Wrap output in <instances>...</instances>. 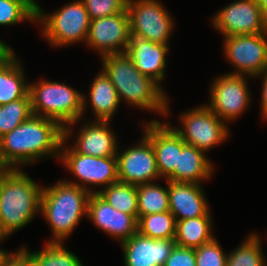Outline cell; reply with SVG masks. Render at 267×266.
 <instances>
[{
	"mask_svg": "<svg viewBox=\"0 0 267 266\" xmlns=\"http://www.w3.org/2000/svg\"><path fill=\"white\" fill-rule=\"evenodd\" d=\"M63 139L64 128L57 121L33 114L0 138V158L8 169L59 159Z\"/></svg>",
	"mask_w": 267,
	"mask_h": 266,
	"instance_id": "1",
	"label": "cell"
},
{
	"mask_svg": "<svg viewBox=\"0 0 267 266\" xmlns=\"http://www.w3.org/2000/svg\"><path fill=\"white\" fill-rule=\"evenodd\" d=\"M101 69L110 78L120 102L143 111L169 116L170 105L166 91L152 78L143 75L133 60L125 53L101 57Z\"/></svg>",
	"mask_w": 267,
	"mask_h": 266,
	"instance_id": "2",
	"label": "cell"
},
{
	"mask_svg": "<svg viewBox=\"0 0 267 266\" xmlns=\"http://www.w3.org/2000/svg\"><path fill=\"white\" fill-rule=\"evenodd\" d=\"M42 189L23 169H8L0 177V240L40 214Z\"/></svg>",
	"mask_w": 267,
	"mask_h": 266,
	"instance_id": "3",
	"label": "cell"
},
{
	"mask_svg": "<svg viewBox=\"0 0 267 266\" xmlns=\"http://www.w3.org/2000/svg\"><path fill=\"white\" fill-rule=\"evenodd\" d=\"M91 194L64 179L54 185L43 186L40 214L48 223L53 236L48 242L61 243L67 240L83 216L87 217Z\"/></svg>",
	"mask_w": 267,
	"mask_h": 266,
	"instance_id": "4",
	"label": "cell"
},
{
	"mask_svg": "<svg viewBox=\"0 0 267 266\" xmlns=\"http://www.w3.org/2000/svg\"><path fill=\"white\" fill-rule=\"evenodd\" d=\"M29 95L34 115L57 121L64 128V140L74 136V125L83 119V93L65 83L40 79L29 82Z\"/></svg>",
	"mask_w": 267,
	"mask_h": 266,
	"instance_id": "5",
	"label": "cell"
},
{
	"mask_svg": "<svg viewBox=\"0 0 267 266\" xmlns=\"http://www.w3.org/2000/svg\"><path fill=\"white\" fill-rule=\"evenodd\" d=\"M37 23L42 28L45 40L52 47L61 48L80 42L86 43L90 18L83 2L76 0L48 14L40 6L36 10Z\"/></svg>",
	"mask_w": 267,
	"mask_h": 266,
	"instance_id": "6",
	"label": "cell"
},
{
	"mask_svg": "<svg viewBox=\"0 0 267 266\" xmlns=\"http://www.w3.org/2000/svg\"><path fill=\"white\" fill-rule=\"evenodd\" d=\"M67 143L68 141L63 139L59 160L78 181L64 179L65 181L84 188L90 193H96V188L94 190L90 186H103L102 189H104L119 181L116 156L94 157L79 154L71 146H67Z\"/></svg>",
	"mask_w": 267,
	"mask_h": 266,
	"instance_id": "7",
	"label": "cell"
},
{
	"mask_svg": "<svg viewBox=\"0 0 267 266\" xmlns=\"http://www.w3.org/2000/svg\"><path fill=\"white\" fill-rule=\"evenodd\" d=\"M179 120L180 128L175 126L173 129L186 144L205 153L226 142L230 136V127L204 104L184 111Z\"/></svg>",
	"mask_w": 267,
	"mask_h": 266,
	"instance_id": "8",
	"label": "cell"
},
{
	"mask_svg": "<svg viewBox=\"0 0 267 266\" xmlns=\"http://www.w3.org/2000/svg\"><path fill=\"white\" fill-rule=\"evenodd\" d=\"M127 12L131 36L169 45L175 23L160 0H128Z\"/></svg>",
	"mask_w": 267,
	"mask_h": 266,
	"instance_id": "9",
	"label": "cell"
},
{
	"mask_svg": "<svg viewBox=\"0 0 267 266\" xmlns=\"http://www.w3.org/2000/svg\"><path fill=\"white\" fill-rule=\"evenodd\" d=\"M249 78L229 73L217 76L209 88L210 102L205 105L226 124L234 122L251 104Z\"/></svg>",
	"mask_w": 267,
	"mask_h": 266,
	"instance_id": "10",
	"label": "cell"
},
{
	"mask_svg": "<svg viewBox=\"0 0 267 266\" xmlns=\"http://www.w3.org/2000/svg\"><path fill=\"white\" fill-rule=\"evenodd\" d=\"M223 53L238 74L256 78L267 68V33L224 37Z\"/></svg>",
	"mask_w": 267,
	"mask_h": 266,
	"instance_id": "11",
	"label": "cell"
},
{
	"mask_svg": "<svg viewBox=\"0 0 267 266\" xmlns=\"http://www.w3.org/2000/svg\"><path fill=\"white\" fill-rule=\"evenodd\" d=\"M212 25L222 37L267 33V20L257 0L231 2L215 13Z\"/></svg>",
	"mask_w": 267,
	"mask_h": 266,
	"instance_id": "12",
	"label": "cell"
},
{
	"mask_svg": "<svg viewBox=\"0 0 267 266\" xmlns=\"http://www.w3.org/2000/svg\"><path fill=\"white\" fill-rule=\"evenodd\" d=\"M118 180L130 185H142L158 181L160 177L152 143L143 135L137 144L118 150Z\"/></svg>",
	"mask_w": 267,
	"mask_h": 266,
	"instance_id": "13",
	"label": "cell"
},
{
	"mask_svg": "<svg viewBox=\"0 0 267 266\" xmlns=\"http://www.w3.org/2000/svg\"><path fill=\"white\" fill-rule=\"evenodd\" d=\"M130 23L127 9L115 15L90 20L87 47L101 57L125 53L130 41Z\"/></svg>",
	"mask_w": 267,
	"mask_h": 266,
	"instance_id": "14",
	"label": "cell"
},
{
	"mask_svg": "<svg viewBox=\"0 0 267 266\" xmlns=\"http://www.w3.org/2000/svg\"><path fill=\"white\" fill-rule=\"evenodd\" d=\"M143 135L152 143L161 179H167L178 166V151L186 144L169 121L158 119L142 125Z\"/></svg>",
	"mask_w": 267,
	"mask_h": 266,
	"instance_id": "15",
	"label": "cell"
},
{
	"mask_svg": "<svg viewBox=\"0 0 267 266\" xmlns=\"http://www.w3.org/2000/svg\"><path fill=\"white\" fill-rule=\"evenodd\" d=\"M87 218L109 237L123 242L137 233L138 220L114 209L98 193H92L88 201Z\"/></svg>",
	"mask_w": 267,
	"mask_h": 266,
	"instance_id": "16",
	"label": "cell"
},
{
	"mask_svg": "<svg viewBox=\"0 0 267 266\" xmlns=\"http://www.w3.org/2000/svg\"><path fill=\"white\" fill-rule=\"evenodd\" d=\"M120 244L124 266H164L176 245L173 239H152L139 232Z\"/></svg>",
	"mask_w": 267,
	"mask_h": 266,
	"instance_id": "17",
	"label": "cell"
},
{
	"mask_svg": "<svg viewBox=\"0 0 267 266\" xmlns=\"http://www.w3.org/2000/svg\"><path fill=\"white\" fill-rule=\"evenodd\" d=\"M82 123L74 144L70 145L77 153L94 157L116 156L119 141L110 121L88 120Z\"/></svg>",
	"mask_w": 267,
	"mask_h": 266,
	"instance_id": "18",
	"label": "cell"
},
{
	"mask_svg": "<svg viewBox=\"0 0 267 266\" xmlns=\"http://www.w3.org/2000/svg\"><path fill=\"white\" fill-rule=\"evenodd\" d=\"M203 184L168 181L169 211L176 221L212 216Z\"/></svg>",
	"mask_w": 267,
	"mask_h": 266,
	"instance_id": "19",
	"label": "cell"
},
{
	"mask_svg": "<svg viewBox=\"0 0 267 266\" xmlns=\"http://www.w3.org/2000/svg\"><path fill=\"white\" fill-rule=\"evenodd\" d=\"M169 48V45L131 36L126 54L133 60L140 73L152 78L161 86L165 78L166 55Z\"/></svg>",
	"mask_w": 267,
	"mask_h": 266,
	"instance_id": "20",
	"label": "cell"
},
{
	"mask_svg": "<svg viewBox=\"0 0 267 266\" xmlns=\"http://www.w3.org/2000/svg\"><path fill=\"white\" fill-rule=\"evenodd\" d=\"M213 166L215 165L208 159L205 152L193 145L185 144L182 150L178 151V166L166 180L202 184L214 174Z\"/></svg>",
	"mask_w": 267,
	"mask_h": 266,
	"instance_id": "21",
	"label": "cell"
},
{
	"mask_svg": "<svg viewBox=\"0 0 267 266\" xmlns=\"http://www.w3.org/2000/svg\"><path fill=\"white\" fill-rule=\"evenodd\" d=\"M92 80L90 90L88 91L89 99H86L87 96L83 93V114L86 113V107L89 104L88 102H90L89 106H91L94 113V120L112 121L120 105L118 93L110 78L102 69Z\"/></svg>",
	"mask_w": 267,
	"mask_h": 266,
	"instance_id": "22",
	"label": "cell"
},
{
	"mask_svg": "<svg viewBox=\"0 0 267 266\" xmlns=\"http://www.w3.org/2000/svg\"><path fill=\"white\" fill-rule=\"evenodd\" d=\"M22 61L11 52L0 61V105L24 98L29 93Z\"/></svg>",
	"mask_w": 267,
	"mask_h": 266,
	"instance_id": "23",
	"label": "cell"
},
{
	"mask_svg": "<svg viewBox=\"0 0 267 266\" xmlns=\"http://www.w3.org/2000/svg\"><path fill=\"white\" fill-rule=\"evenodd\" d=\"M213 224L212 216H201L176 221L174 241L180 247L198 248L215 238Z\"/></svg>",
	"mask_w": 267,
	"mask_h": 266,
	"instance_id": "24",
	"label": "cell"
},
{
	"mask_svg": "<svg viewBox=\"0 0 267 266\" xmlns=\"http://www.w3.org/2000/svg\"><path fill=\"white\" fill-rule=\"evenodd\" d=\"M96 193L114 209L133 215L138 220L137 186L118 181L104 189H97Z\"/></svg>",
	"mask_w": 267,
	"mask_h": 266,
	"instance_id": "25",
	"label": "cell"
},
{
	"mask_svg": "<svg viewBox=\"0 0 267 266\" xmlns=\"http://www.w3.org/2000/svg\"><path fill=\"white\" fill-rule=\"evenodd\" d=\"M165 181V187L156 182L137 186L138 218L169 211L168 180Z\"/></svg>",
	"mask_w": 267,
	"mask_h": 266,
	"instance_id": "26",
	"label": "cell"
},
{
	"mask_svg": "<svg viewBox=\"0 0 267 266\" xmlns=\"http://www.w3.org/2000/svg\"><path fill=\"white\" fill-rule=\"evenodd\" d=\"M261 236L253 231L229 254L226 266H267Z\"/></svg>",
	"mask_w": 267,
	"mask_h": 266,
	"instance_id": "27",
	"label": "cell"
},
{
	"mask_svg": "<svg viewBox=\"0 0 267 266\" xmlns=\"http://www.w3.org/2000/svg\"><path fill=\"white\" fill-rule=\"evenodd\" d=\"M44 246L34 252L28 251L26 245L22 247L30 254L36 266H84L73 252L64 247V242H47Z\"/></svg>",
	"mask_w": 267,
	"mask_h": 266,
	"instance_id": "28",
	"label": "cell"
},
{
	"mask_svg": "<svg viewBox=\"0 0 267 266\" xmlns=\"http://www.w3.org/2000/svg\"><path fill=\"white\" fill-rule=\"evenodd\" d=\"M137 232L152 239H175L176 219L170 211L140 216Z\"/></svg>",
	"mask_w": 267,
	"mask_h": 266,
	"instance_id": "29",
	"label": "cell"
},
{
	"mask_svg": "<svg viewBox=\"0 0 267 266\" xmlns=\"http://www.w3.org/2000/svg\"><path fill=\"white\" fill-rule=\"evenodd\" d=\"M32 113L29 93L21 99L0 105V138L27 120Z\"/></svg>",
	"mask_w": 267,
	"mask_h": 266,
	"instance_id": "30",
	"label": "cell"
},
{
	"mask_svg": "<svg viewBox=\"0 0 267 266\" xmlns=\"http://www.w3.org/2000/svg\"><path fill=\"white\" fill-rule=\"evenodd\" d=\"M29 21L36 25V9L26 0H0V26Z\"/></svg>",
	"mask_w": 267,
	"mask_h": 266,
	"instance_id": "31",
	"label": "cell"
},
{
	"mask_svg": "<svg viewBox=\"0 0 267 266\" xmlns=\"http://www.w3.org/2000/svg\"><path fill=\"white\" fill-rule=\"evenodd\" d=\"M196 266H226L227 254L217 239L195 248Z\"/></svg>",
	"mask_w": 267,
	"mask_h": 266,
	"instance_id": "32",
	"label": "cell"
},
{
	"mask_svg": "<svg viewBox=\"0 0 267 266\" xmlns=\"http://www.w3.org/2000/svg\"><path fill=\"white\" fill-rule=\"evenodd\" d=\"M90 20L115 15L127 9L128 0H81Z\"/></svg>",
	"mask_w": 267,
	"mask_h": 266,
	"instance_id": "33",
	"label": "cell"
},
{
	"mask_svg": "<svg viewBox=\"0 0 267 266\" xmlns=\"http://www.w3.org/2000/svg\"><path fill=\"white\" fill-rule=\"evenodd\" d=\"M164 266H196L195 248L175 245Z\"/></svg>",
	"mask_w": 267,
	"mask_h": 266,
	"instance_id": "34",
	"label": "cell"
},
{
	"mask_svg": "<svg viewBox=\"0 0 267 266\" xmlns=\"http://www.w3.org/2000/svg\"><path fill=\"white\" fill-rule=\"evenodd\" d=\"M30 262V254L22 245L16 252L3 250L0 253V266H27Z\"/></svg>",
	"mask_w": 267,
	"mask_h": 266,
	"instance_id": "35",
	"label": "cell"
},
{
	"mask_svg": "<svg viewBox=\"0 0 267 266\" xmlns=\"http://www.w3.org/2000/svg\"><path fill=\"white\" fill-rule=\"evenodd\" d=\"M259 77H262L261 79L263 80L261 82L262 83L261 84L262 89H261V100H260L261 101L260 113L262 116L261 118L263 120L267 121V68H265L263 70V72L257 76V78H259Z\"/></svg>",
	"mask_w": 267,
	"mask_h": 266,
	"instance_id": "36",
	"label": "cell"
},
{
	"mask_svg": "<svg viewBox=\"0 0 267 266\" xmlns=\"http://www.w3.org/2000/svg\"><path fill=\"white\" fill-rule=\"evenodd\" d=\"M11 52H13L12 47L0 39V59H5Z\"/></svg>",
	"mask_w": 267,
	"mask_h": 266,
	"instance_id": "37",
	"label": "cell"
},
{
	"mask_svg": "<svg viewBox=\"0 0 267 266\" xmlns=\"http://www.w3.org/2000/svg\"><path fill=\"white\" fill-rule=\"evenodd\" d=\"M263 17L267 20V0H257Z\"/></svg>",
	"mask_w": 267,
	"mask_h": 266,
	"instance_id": "38",
	"label": "cell"
},
{
	"mask_svg": "<svg viewBox=\"0 0 267 266\" xmlns=\"http://www.w3.org/2000/svg\"><path fill=\"white\" fill-rule=\"evenodd\" d=\"M8 170V168L2 163L0 158V177Z\"/></svg>",
	"mask_w": 267,
	"mask_h": 266,
	"instance_id": "39",
	"label": "cell"
},
{
	"mask_svg": "<svg viewBox=\"0 0 267 266\" xmlns=\"http://www.w3.org/2000/svg\"><path fill=\"white\" fill-rule=\"evenodd\" d=\"M31 6H33L36 10L40 7V5H38L39 3H37L36 0H26Z\"/></svg>",
	"mask_w": 267,
	"mask_h": 266,
	"instance_id": "40",
	"label": "cell"
},
{
	"mask_svg": "<svg viewBox=\"0 0 267 266\" xmlns=\"http://www.w3.org/2000/svg\"><path fill=\"white\" fill-rule=\"evenodd\" d=\"M27 266H36L32 261Z\"/></svg>",
	"mask_w": 267,
	"mask_h": 266,
	"instance_id": "41",
	"label": "cell"
},
{
	"mask_svg": "<svg viewBox=\"0 0 267 266\" xmlns=\"http://www.w3.org/2000/svg\"><path fill=\"white\" fill-rule=\"evenodd\" d=\"M1 242H3V241H2V240H0V243H1ZM3 250H4L3 248H2V249L0 248V253H1Z\"/></svg>",
	"mask_w": 267,
	"mask_h": 266,
	"instance_id": "42",
	"label": "cell"
}]
</instances>
